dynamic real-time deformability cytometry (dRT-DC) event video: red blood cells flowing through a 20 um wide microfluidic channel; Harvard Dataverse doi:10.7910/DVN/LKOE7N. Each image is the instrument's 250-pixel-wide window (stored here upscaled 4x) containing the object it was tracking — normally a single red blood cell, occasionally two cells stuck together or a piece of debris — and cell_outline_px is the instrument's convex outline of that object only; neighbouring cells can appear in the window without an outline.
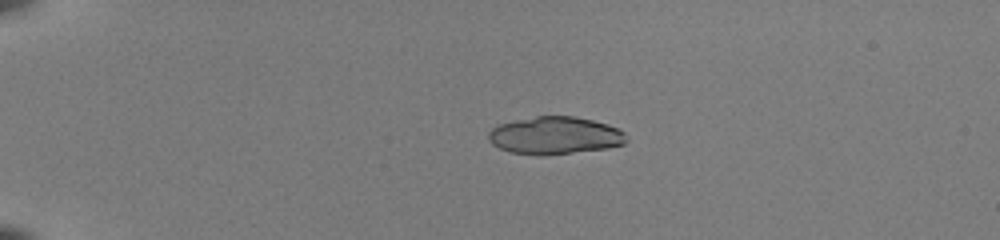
{"species": "common noctule bat (a hibernating species)", "species_latin": "Nyctalus noctula", "temperature_condition": "room temperature", "stored_images_in_passage": 40, "camera_frame_rate_fps": 3000, "um_per_image_px": 0.085, "animal": {"sex": "female", "body_mass_g": 22.0, "forearm_length_mm": 56.7}, "frame": {"image": 1, "passage_image": 1, "time_ms": 0.0, "image_size_px": [1000, 240], "cell_outline_px": [[628, 140], [624, 144], [608, 148], [544, 156], [512, 152], [500, 148], [492, 144], [488, 140], [488, 132], [496, 124], [536, 116], [576, 116], [608, 124], [620, 128], [624, 132]], "centroid_in_image_um": [47.18, 11.51], "position_along_channel_um": 37.8, "area_um2": 30.46}, "authors_computed_cell_mechanics": {"area_um2": 18.2648, "velocity_mm_per_s": 4.025, "shape_relaxation_time_tau1_ms": 7.9106, "shape_relaxation_time_tau2_ms": 1.3204, "deformation_change_tau1": 0.2484, "deformation_change_tau2": 0.0755}}